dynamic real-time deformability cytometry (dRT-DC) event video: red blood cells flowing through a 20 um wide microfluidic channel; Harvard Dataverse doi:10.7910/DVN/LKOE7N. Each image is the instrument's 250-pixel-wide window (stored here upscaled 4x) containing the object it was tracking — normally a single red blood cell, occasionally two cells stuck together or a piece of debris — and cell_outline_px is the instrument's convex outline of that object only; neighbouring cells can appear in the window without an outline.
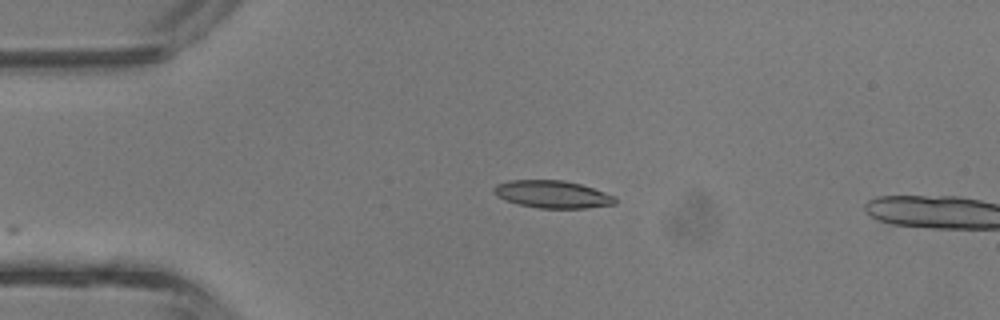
{"species": "common noctule bat (a hibernating species)", "species_latin": "Nyctalus noctula", "temperature_condition": "room temperature", "stored_images_in_passage": 3, "camera_frame_rate_fps": 3000, "um_per_image_px": 0.085, "animal": {"sex": "male", "body_mass_g": 13.3}, "frame": {"image": 1, "passage_image": 1, "time_ms": 0.0, "image_size_px": [1000, 320], "cell_outline_px": [[616, 204], [584, 208], [540, 208], [520, 204], [504, 200], [496, 196], [492, 192], [492, 188], [496, 184], [508, 180], [564, 180], [580, 184], [616, 196]], "centroid_in_image_um": [46.92, 16.51], "position_along_channel_um": 38.1, "area_um2": 19.48}}